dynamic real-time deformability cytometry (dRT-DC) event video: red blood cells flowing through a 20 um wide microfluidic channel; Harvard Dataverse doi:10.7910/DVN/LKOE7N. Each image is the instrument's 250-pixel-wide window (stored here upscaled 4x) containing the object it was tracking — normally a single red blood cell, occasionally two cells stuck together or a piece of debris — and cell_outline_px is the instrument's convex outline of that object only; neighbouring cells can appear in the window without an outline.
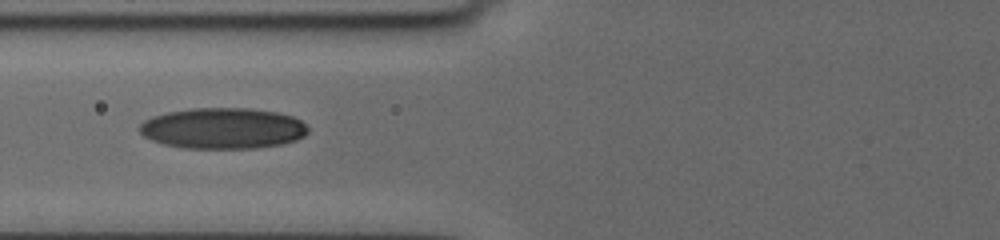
{"species": "human", "species_latin": "Homo sapiens", "temperature_condition": "cold", "stored_images_in_passage": 22, "camera_frame_rate_fps": 3000, "um_per_image_px": 0.085, "donor": {"sex": "female"}, "frame": {"image": 1, "passage_image": 5, "time_ms": 3.333, "image_size_px": [1000, 240], "cell_outline_px": [[308, 132], [304, 136], [296, 140], [280, 144], [256, 148], [184, 148], [164, 144], [152, 140], [144, 136], [140, 132], [140, 124], [144, 120], [152, 116], [168, 112], [192, 108], [252, 108], [276, 112], [292, 116], [300, 120], [308, 128]], "centroid_in_image_um": [18.94, 10.9], "position_along_channel_um": 106.9, "area_um2": 40.17}}
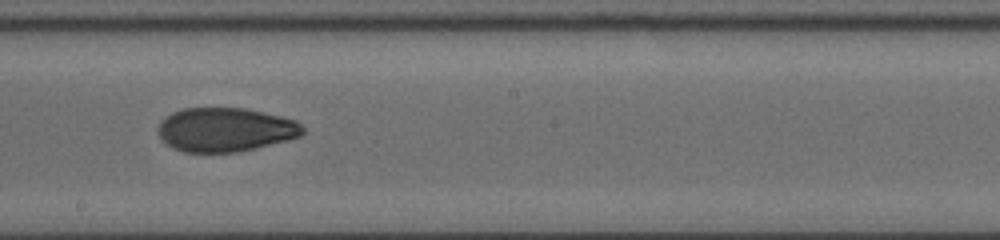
{"frame": {"image": 2, "passage_image": 8, "time_ms": 6.667, "image_size_px": [1000, 240], "cell_outline_px": [[304, 132], [300, 136], [288, 140], [256, 148], [236, 152], [184, 152], [172, 148], [164, 144], [160, 140], [156, 132], [156, 128], [160, 120], [164, 116], [172, 112], [184, 108], [244, 108], [264, 112], [296, 120], [304, 128]], "centroid_in_image_um": [19.08, 11.02], "position_along_channel_um": 229.1, "area_um2": 37.57}}
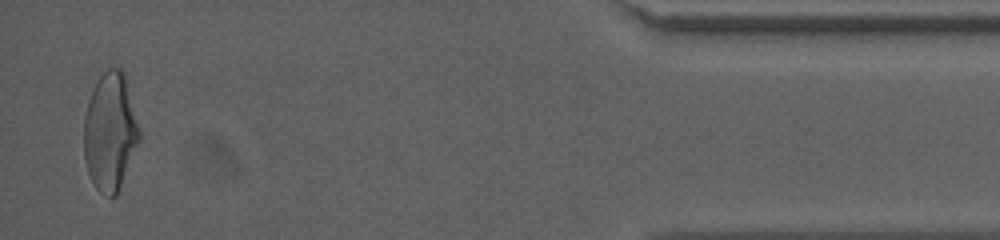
{"frame": {"image": 3, "passage_image": 22, "time_ms": 13.667, "image_size_px": [1000, 240], "cell_outline_px": [[140, 140], [116, 196], [108, 196], [100, 192], [96, 188], [88, 172], [84, 160], [84, 116], [88, 100], [92, 88], [96, 80], [108, 68], [120, 68], [124, 72], [140, 128]], "centroid_in_image_um": [9.36, 11.18], "position_along_channel_um": 425.8, "area_um2": 38.21}, "authors_computed_cell_mechanics": {"area_um2": 37.8012, "velocity_mm_per_s": 3.643, "shape_relaxation_time_tau1_ms": 6.7637, "shape_relaxation_time_tau2_ms": 2.1747, "deformation_change_tau1": 0.1694, "deformation_change_tau2": 0.0744}}